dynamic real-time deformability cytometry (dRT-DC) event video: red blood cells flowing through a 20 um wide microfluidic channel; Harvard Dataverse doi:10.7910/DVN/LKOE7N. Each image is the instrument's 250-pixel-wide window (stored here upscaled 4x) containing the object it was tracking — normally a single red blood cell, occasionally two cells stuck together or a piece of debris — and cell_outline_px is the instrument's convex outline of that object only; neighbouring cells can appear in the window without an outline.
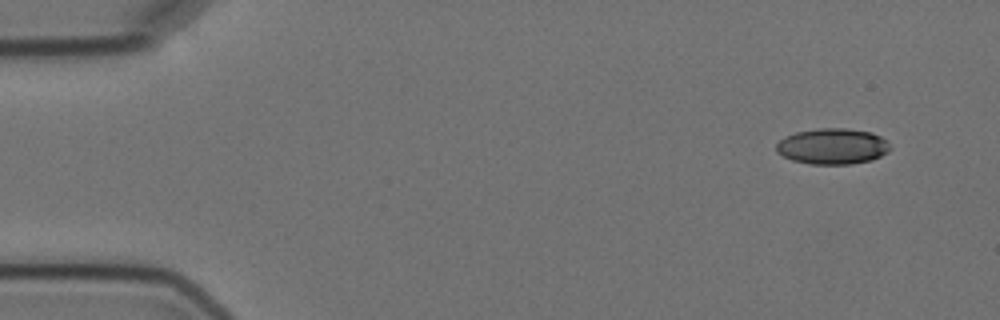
{"species": "Egyptian fruit bat (a non-hibernating species)", "species_latin": "Rousettus aegyptiacus", "temperature_condition": "cold", "stored_images_in_passage": 8, "camera_frame_rate_fps": 3000, "um_per_image_px": 0.085, "animal": {"sex": "female"}, "frame": {"image": 1, "passage_image": 1, "time_ms": 0.0, "image_size_px": [1000, 320], "cell_outline_px": [[892, 148], [888, 152], [872, 160], [852, 164], [812, 164], [792, 160], [776, 152], [776, 144], [784, 136], [796, 132], [816, 128], [848, 128], [872, 132], [880, 136]], "centroid_in_image_um": [70.76, 12.43], "position_along_channel_um": 14.2, "area_um2": 23.93}}
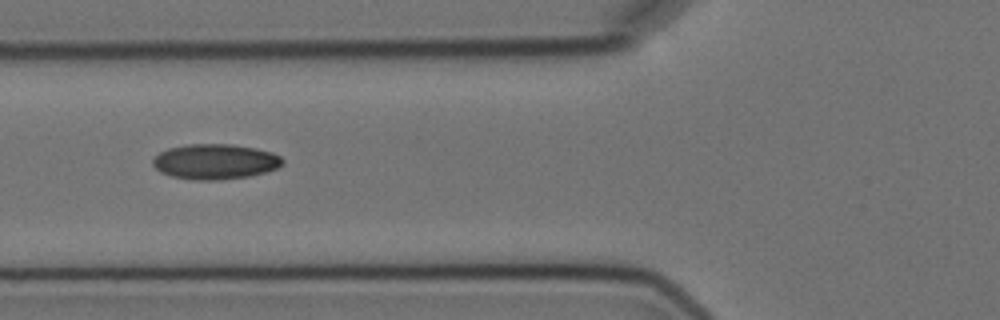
{"frame": {"image": 2, "passage_image": 6, "time_ms": 5.667, "image_size_px": [1000, 320], "cell_outline_px": [[284, 164], [276, 168], [264, 172], [248, 176], [216, 180], [196, 180], [172, 176], [160, 172], [152, 164], [152, 160], [160, 152], [168, 148], [188, 144], [232, 144], [256, 148], [272, 152], [280, 156], [284, 160]], "centroid_in_image_um": [18.29, 13.73], "position_along_channel_um": 107.5, "area_um2": 26.59}}
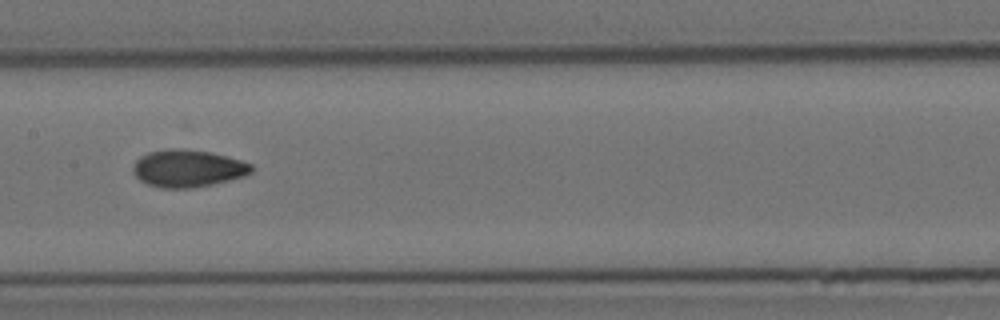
{"frame": {"image": 3, "passage_image": 8, "time_ms": 8.0, "image_size_px": [1000, 320], "cell_outline_px": [[252, 172], [244, 176], [196, 188], [160, 188], [148, 184], [140, 180], [132, 172], [132, 168], [136, 160], [140, 156], [148, 152], [168, 148], [176, 148], [208, 152], [240, 160], [252, 164]], "centroid_in_image_um": [15.92, 14.32], "position_along_channel_um": 191.5, "area_um2": 25.66}}